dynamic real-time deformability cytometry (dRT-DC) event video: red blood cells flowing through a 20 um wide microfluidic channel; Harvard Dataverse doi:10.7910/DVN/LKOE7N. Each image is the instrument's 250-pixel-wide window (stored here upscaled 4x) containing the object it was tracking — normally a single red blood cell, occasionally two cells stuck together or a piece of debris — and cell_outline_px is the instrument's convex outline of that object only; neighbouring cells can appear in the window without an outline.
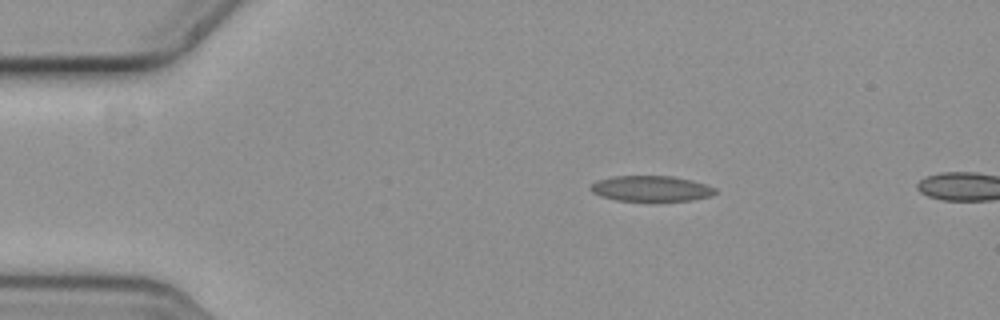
{"species": "common noctule bat (a hibernating species)", "species_latin": "Nyctalus noctula", "temperature_condition": "cold", "stored_images_in_passage": 46, "camera_frame_rate_fps": 3000, "um_per_image_px": 0.085, "animal": {"sex": "female", "body_mass_g": 19.3, "forearm_length_mm": 54.1}, "frame": {"image": 1, "passage_image": 1, "time_ms": 0.0, "image_size_px": [1000, 320], "cell_outline_px": [[716, 192], [708, 196], [692, 200], [616, 200], [592, 192], [592, 184], [596, 180], [616, 176], [672, 176], [704, 184], [716, 188]], "centroid_in_image_um": [55.33, 16.01], "position_along_channel_um": 29.7, "area_um2": 17.98}}
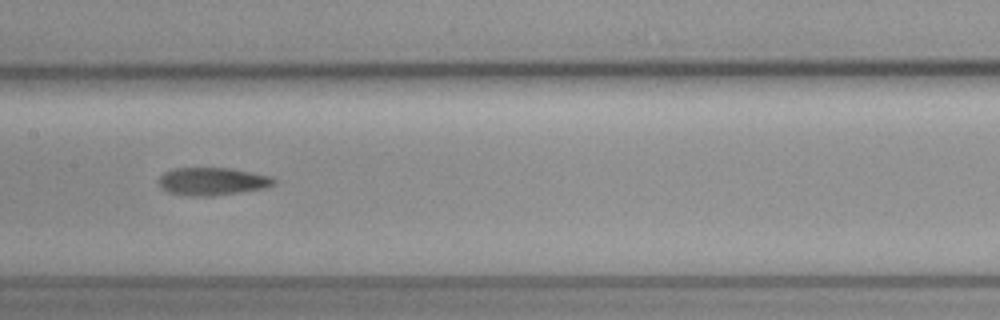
{"frame": {"image": 2, "passage_image": 19, "time_ms": 6.0, "image_size_px": [1000, 320], "cell_outline_px": [[276, 180], [272, 184], [264, 188], [216, 196], [188, 196], [168, 192], [160, 184], [160, 176], [164, 172], [176, 168], [232, 168], [272, 176]], "centroid_in_image_um": [18.07, 15.41], "position_along_channel_um": 189.3, "area_um2": 18.55}}
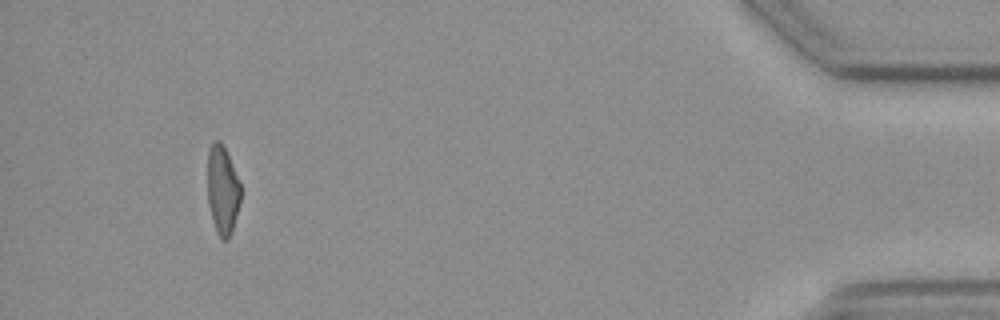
{"frame": {"image": 3, "passage_image": 44, "time_ms": 14.333, "image_size_px": [1000, 320], "cell_outline_px": [[240, 200], [232, 232], [228, 240], [220, 240], [216, 232], [212, 220], [208, 204], [208, 148], [216, 140], [220, 140], [224, 144], [240, 184]], "centroid_in_image_um": [18.9, 16.17], "position_along_channel_um": 416.3, "area_um2": 17.22}}